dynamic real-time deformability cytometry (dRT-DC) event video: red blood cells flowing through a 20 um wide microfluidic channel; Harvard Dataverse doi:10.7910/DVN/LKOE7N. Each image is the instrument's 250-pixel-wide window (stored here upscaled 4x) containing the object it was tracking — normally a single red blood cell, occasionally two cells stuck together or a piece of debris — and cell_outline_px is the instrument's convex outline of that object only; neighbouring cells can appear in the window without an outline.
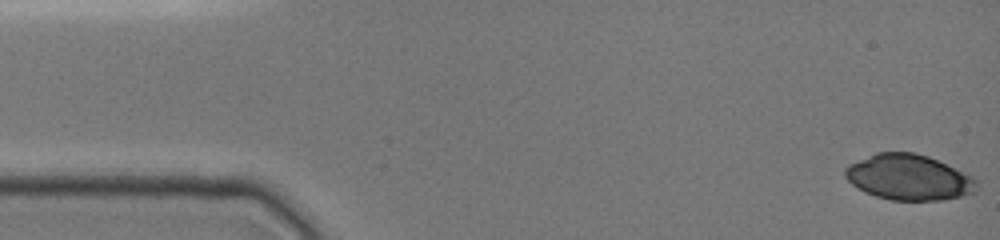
{"species": "common noctule bat (a hibernating species)", "species_latin": "Nyctalus noctula", "temperature_condition": "cold", "stored_images_in_passage": 47, "camera_frame_rate_fps": 3000, "um_per_image_px": 0.085, "animal": {"sex": "female", "body_mass_g": 19.0, "forearm_length_mm": 51.5}, "frame": {"image": 1, "passage_image": 1, "time_ms": 0.0, "image_size_px": [1000, 240], "cell_outline_px": [[980, 184], [976, 192], [944, 200], [892, 200], [876, 196], [864, 192], [856, 188], [844, 176], [844, 168], [848, 164], [876, 152], [916, 152], [928, 156], [972, 176]], "centroid_in_image_um": [77.23, 15.07], "position_along_channel_um": 7.8, "area_um2": 35.14}}